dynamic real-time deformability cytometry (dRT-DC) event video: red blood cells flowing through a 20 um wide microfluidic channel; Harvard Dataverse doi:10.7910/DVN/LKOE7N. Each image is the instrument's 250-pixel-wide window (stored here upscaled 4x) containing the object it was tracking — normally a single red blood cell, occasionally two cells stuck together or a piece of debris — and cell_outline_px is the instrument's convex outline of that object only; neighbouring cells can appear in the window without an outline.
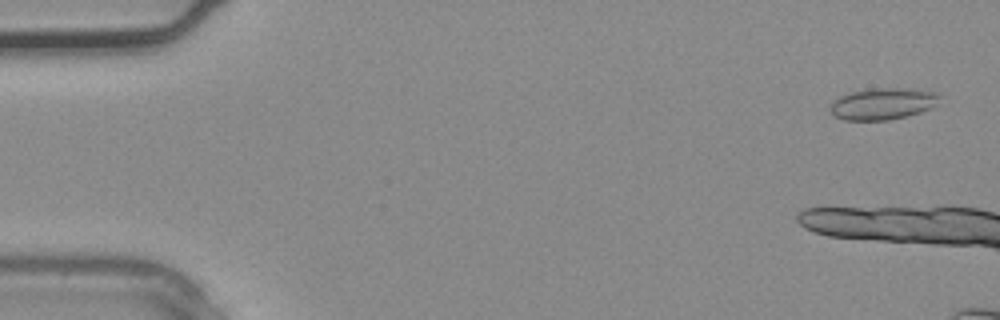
{"species": "common noctule bat (a hibernating species)", "species_latin": "Nyctalus noctula", "temperature_condition": "warm", "stored_images_in_passage": 5, "camera_frame_rate_fps": 3000, "um_per_image_px": 0.085, "animal": {"sex": "male", "body_mass_g": 20.4}, "frame": {"image": 1, "passage_image": 1, "time_ms": 0.0, "image_size_px": [1000, 320], "cell_outline_px": [[940, 96], [936, 104], [932, 108], [908, 116], [888, 120], [844, 120], [832, 116], [828, 108], [828, 104], [832, 100], [840, 96], [852, 92], [872, 88], [916, 88], [940, 92]], "centroid_in_image_um": [75.03, 8.81], "position_along_channel_um": 10.0, "area_um2": 20.69}}